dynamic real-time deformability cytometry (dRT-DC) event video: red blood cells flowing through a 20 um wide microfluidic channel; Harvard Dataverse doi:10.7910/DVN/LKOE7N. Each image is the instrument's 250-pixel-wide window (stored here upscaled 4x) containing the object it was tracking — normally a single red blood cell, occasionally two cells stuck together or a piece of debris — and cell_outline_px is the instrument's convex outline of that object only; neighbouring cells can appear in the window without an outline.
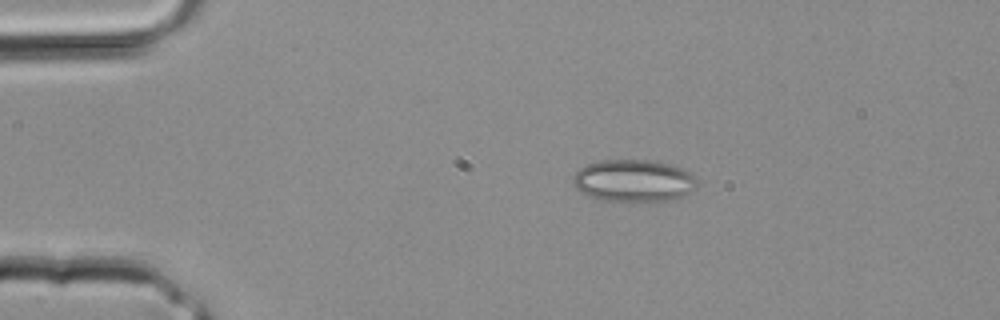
{"species": "common noctule bat (a hibernating species)", "species_latin": "Nyctalus noctula", "temperature_condition": "room temperature", "stored_images_in_passage": 2, "camera_frame_rate_fps": 3000, "um_per_image_px": 0.085, "animal": {"sex": "male", "body_mass_g": 20.4}, "frame": {"image": 1, "passage_image": 1, "time_ms": 0.0, "image_size_px": [1000, 320], "cell_outline_px": [[696, 184], [688, 192], [680, 196], [668, 200], [652, 204], [632, 204], [604, 200], [588, 196], [580, 192], [572, 184], [572, 176], [580, 168], [588, 164], [600, 160], [656, 160], [672, 164], [684, 168], [692, 172], [696, 180]], "centroid_in_image_um": [53.84, 15.39], "position_along_channel_um": 31.2, "area_um2": 31.56}}